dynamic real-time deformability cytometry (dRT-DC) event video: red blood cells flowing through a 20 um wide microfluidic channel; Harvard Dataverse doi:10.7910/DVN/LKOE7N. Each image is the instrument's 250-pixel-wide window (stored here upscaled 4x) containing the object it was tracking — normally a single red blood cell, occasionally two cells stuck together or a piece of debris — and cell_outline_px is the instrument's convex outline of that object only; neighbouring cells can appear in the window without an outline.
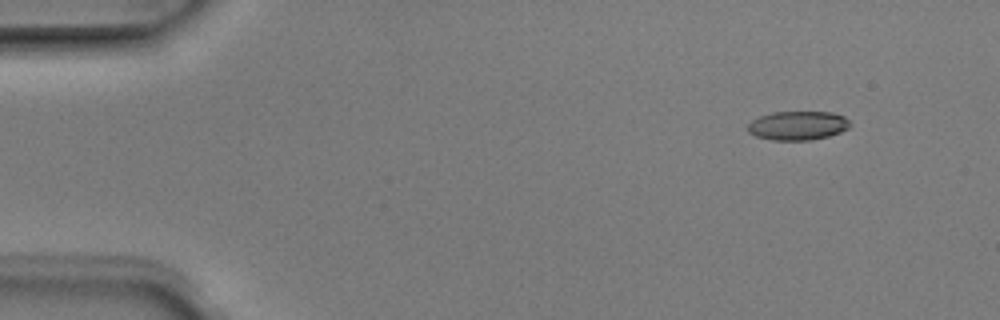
{"species": "Egyptian fruit bat (a non-hibernating species)", "species_latin": "Rousettus aegyptiacus", "temperature_condition": "room temperature", "stored_images_in_passage": 7, "camera_frame_rate_fps": 3000, "um_per_image_px": 0.085, "animal": {"sex": "male"}, "frame": {"image": 1, "passage_image": 2, "time_ms": 0.333, "image_size_px": [1000, 320], "cell_outline_px": [[852, 124], [848, 128], [840, 132], [828, 136], [812, 140], [772, 140], [756, 136], [748, 132], [748, 124], [752, 120], [760, 116], [772, 112], [832, 112], [844, 116]], "centroid_in_image_um": [67.82, 10.67], "position_along_channel_um": 17.2, "area_um2": 17.28}}
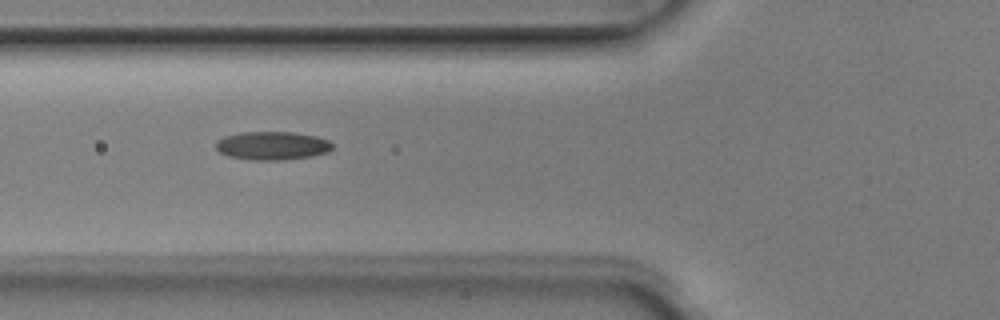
{"frame": {"image": 2, "passage_image": 5, "time_ms": 1.333, "image_size_px": [1000, 320], "cell_outline_px": [[332, 148], [328, 152], [312, 156], [284, 160], [252, 160], [228, 156], [220, 152], [216, 148], [216, 140], [224, 136], [240, 132], [292, 132], [316, 136], [328, 140], [332, 144]], "centroid_in_image_um": [23.13, 12.38], "position_along_channel_um": 102.7, "area_um2": 19.36}}
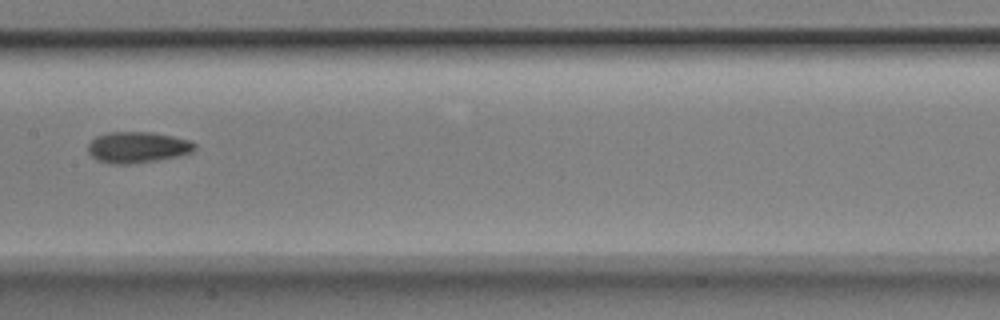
{"frame": {"image": 3, "passage_image": 7, "time_ms": 2.0, "image_size_px": [1000, 320], "cell_outline_px": [[196, 148], [192, 152], [180, 156], [156, 160], [128, 164], [112, 164], [96, 160], [88, 152], [88, 144], [96, 136], [108, 132], [152, 132], [192, 140], [196, 144]], "centroid_in_image_um": [11.7, 12.52], "position_along_channel_um": 195.7, "area_um2": 19.48}}